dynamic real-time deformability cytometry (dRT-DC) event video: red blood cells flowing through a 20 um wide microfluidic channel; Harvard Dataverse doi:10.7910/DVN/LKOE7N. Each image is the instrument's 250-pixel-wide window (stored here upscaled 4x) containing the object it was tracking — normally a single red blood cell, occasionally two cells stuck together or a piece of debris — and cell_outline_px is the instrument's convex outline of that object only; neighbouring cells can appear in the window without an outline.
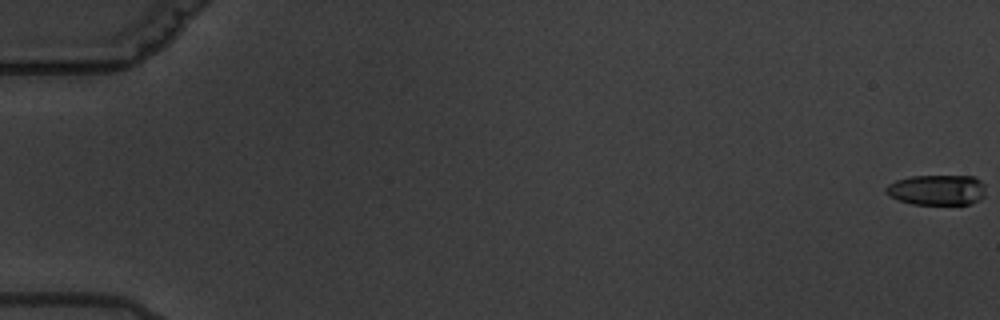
{"species": "common noctule bat (a hibernating species)", "species_latin": "Nyctalus noctula", "temperature_condition": "warm", "stored_images_in_passage": 6, "camera_frame_rate_fps": 3000, "um_per_image_px": 0.085, "animal": {"sex": "male", "body_mass_g": 19.5, "forearm_length_mm": 54.6}, "frame": {"image": 1, "passage_image": 1, "time_ms": 0.0, "image_size_px": [1000, 320], "cell_outline_px": [[984, 196], [980, 200], [972, 204], [912, 204], [888, 196], [884, 192], [884, 188], [888, 184], [896, 180], [912, 176], [972, 176], [980, 180], [984, 184]], "centroid_in_image_um": [79.63, 16.14], "position_along_channel_um": 5.4, "area_um2": 17.8}}